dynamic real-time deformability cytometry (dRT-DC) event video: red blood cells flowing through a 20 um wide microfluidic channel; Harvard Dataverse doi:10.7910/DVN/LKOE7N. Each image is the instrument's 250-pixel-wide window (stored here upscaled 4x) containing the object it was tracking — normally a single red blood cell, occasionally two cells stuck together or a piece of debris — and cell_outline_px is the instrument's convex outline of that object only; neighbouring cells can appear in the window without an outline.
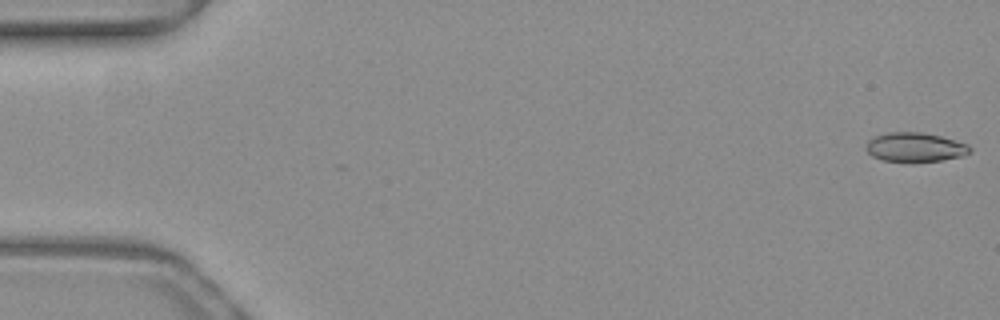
{"species": "common noctule bat (a hibernating species)", "species_latin": "Nyctalus noctula", "temperature_condition": "warm", "stored_images_in_passage": 52, "camera_frame_rate_fps": 3000, "um_per_image_px": 0.085, "animal": {"sex": "female", "body_mass_g": 19.3, "forearm_length_mm": 54.1}, "frame": {"image": 1, "passage_image": 1, "time_ms": 0.0, "image_size_px": [1000, 320], "cell_outline_px": [[972, 152], [964, 156], [940, 160], [912, 164], [880, 160], [872, 156], [864, 148], [868, 140], [872, 136], [888, 132], [924, 132], [940, 136], [968, 144], [972, 148]], "centroid_in_image_um": [77.75, 12.54], "position_along_channel_um": 7.2, "area_um2": 18.44}}
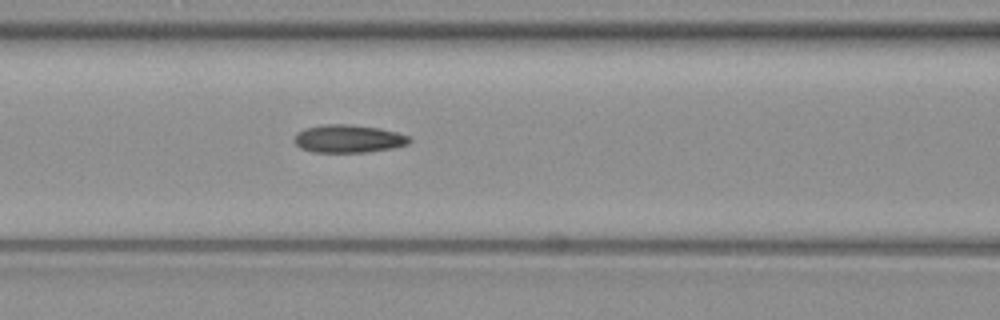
{"frame": {"image": 2, "passage_image": 22, "time_ms": 7.0, "image_size_px": [1000, 320], "cell_outline_px": [[412, 140], [408, 144], [392, 148], [364, 152], [312, 152], [300, 148], [292, 140], [296, 132], [304, 128], [324, 124], [348, 124], [380, 128], [396, 132], [408, 136]], "centroid_in_image_um": [29.56, 11.78], "position_along_channel_um": 137.0, "area_um2": 18.84}}
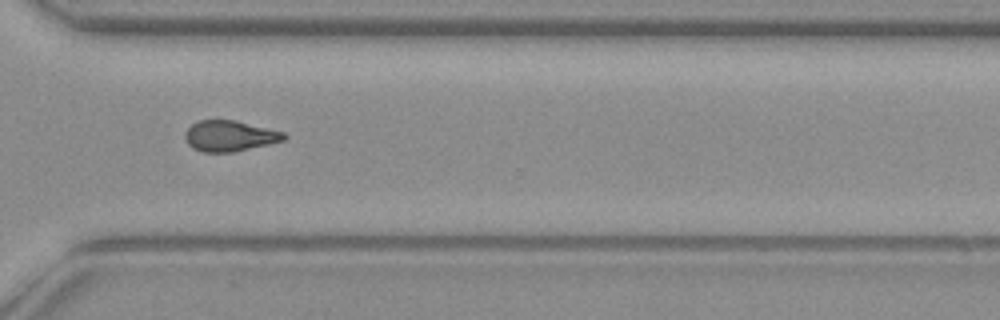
{"frame": {"image": 3, "passage_image": 38, "time_ms": 12.333, "image_size_px": [1000, 320], "cell_outline_px": [[288, 136], [284, 140], [268, 144], [232, 152], [204, 152], [192, 148], [188, 144], [184, 136], [184, 132], [192, 124], [200, 120], [236, 120], [284, 132]], "centroid_in_image_um": [19.51, 11.55], "position_along_channel_um": 351.1, "area_um2": 17.69}, "authors_computed_cell_mechanics": {"area_um2": 17.7735, "velocity_mm_per_s": 4.021, "shape_relaxation_time_tau1_ms": 6.5163, "shape_relaxation_time_tau2_ms": 2.8638, "deformation_change_tau1": 0.1812, "deformation_change_tau2": 0.0987}}